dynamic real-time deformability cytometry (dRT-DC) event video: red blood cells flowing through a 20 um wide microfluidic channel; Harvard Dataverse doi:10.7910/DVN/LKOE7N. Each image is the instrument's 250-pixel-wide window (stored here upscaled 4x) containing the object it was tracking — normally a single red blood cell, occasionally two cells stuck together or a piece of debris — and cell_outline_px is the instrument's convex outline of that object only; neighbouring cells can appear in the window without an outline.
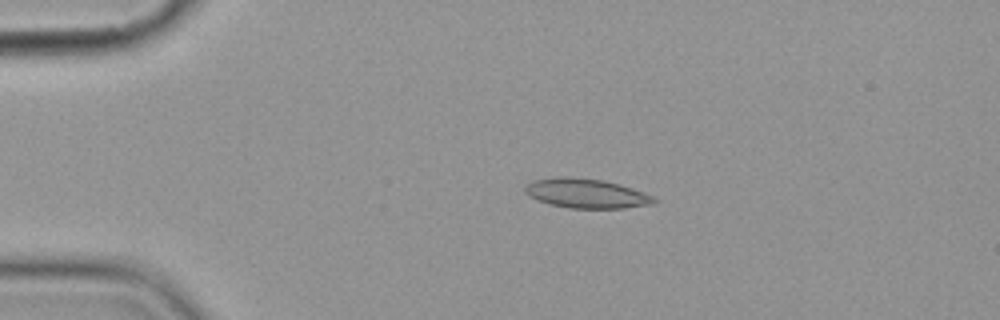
{"species": "common noctule bat (a hibernating species)", "species_latin": "Nyctalus noctula", "temperature_condition": "cold", "stored_images_in_passage": 9, "camera_frame_rate_fps": 3000, "um_per_image_px": 0.085, "animal": {"sex": "female", "body_mass_g": 19.9}, "frame": {"image": 1, "passage_image": 4, "time_ms": 3.667, "image_size_px": [1000, 320], "cell_outline_px": [[660, 200], [656, 204], [624, 208], [568, 208], [548, 204], [536, 200], [528, 196], [524, 192], [524, 184], [532, 180], [560, 176], [568, 176], [604, 180], [620, 184], [644, 192]], "centroid_in_image_um": [49.81, 16.44], "position_along_channel_um": 35.2, "area_um2": 22.66}}
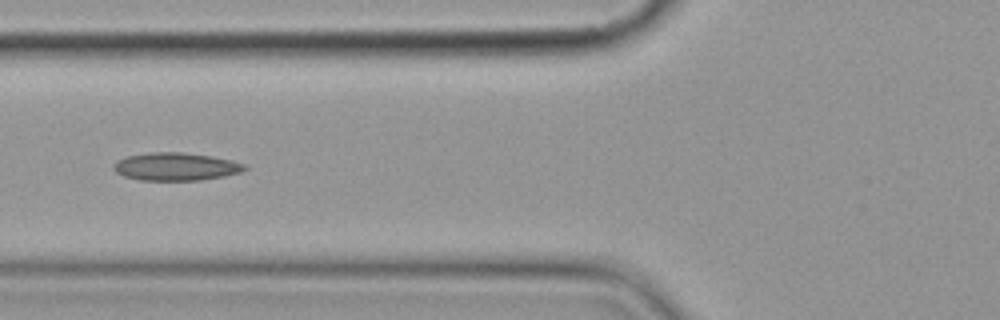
{"frame": {"image": 2, "passage_image": 7, "time_ms": 7.0, "image_size_px": [1000, 320], "cell_outline_px": [[248, 168], [240, 172], [224, 176], [200, 180], [140, 180], [124, 176], [116, 172], [112, 168], [112, 164], [116, 160], [128, 156], [152, 152], [184, 152], [232, 160], [244, 164]], "centroid_in_image_um": [14.91, 14.16], "position_along_channel_um": 110.9, "area_um2": 21.21}}
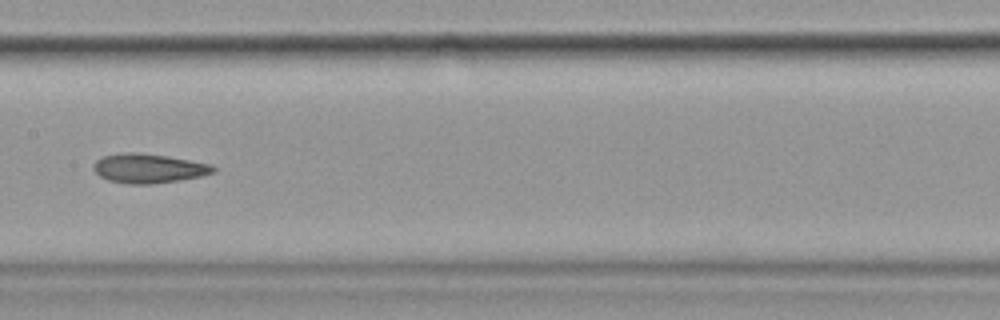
{"frame": {"image": 3, "passage_image": 9, "time_ms": 9.333, "image_size_px": [1000, 320], "cell_outline_px": [[216, 172], [200, 176], [180, 180], [152, 184], [128, 184], [108, 180], [100, 176], [92, 168], [92, 164], [96, 160], [104, 156], [124, 152], [136, 152], [168, 156], [212, 164], [216, 168]], "centroid_in_image_um": [12.63, 14.31], "position_along_channel_um": 194.8, "area_um2": 20.58}}